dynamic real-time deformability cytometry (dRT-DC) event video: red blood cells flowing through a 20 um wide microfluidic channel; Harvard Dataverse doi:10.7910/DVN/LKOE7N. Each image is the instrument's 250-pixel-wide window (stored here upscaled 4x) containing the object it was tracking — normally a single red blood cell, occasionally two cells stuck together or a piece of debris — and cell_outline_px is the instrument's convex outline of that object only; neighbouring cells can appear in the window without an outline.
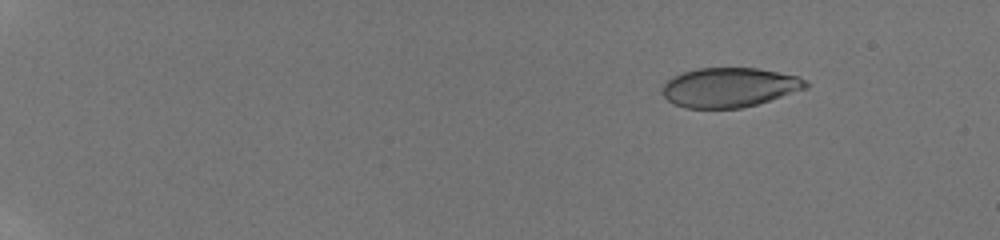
{"species": "human", "species_latin": "Homo sapiens", "temperature_condition": "room temperature", "stored_images_in_passage": 9, "camera_frame_rate_fps": 3000, "um_per_image_px": 0.085, "donor": {"sex": "male"}, "frame": {"image": 1, "passage_image": 3, "time_ms": 2.0, "image_size_px": [1000, 240], "cell_outline_px": [[808, 88], [756, 104], [740, 108], [684, 108], [668, 100], [660, 92], [664, 84], [672, 76], [696, 68], [756, 68], [796, 76], [808, 80]], "centroid_in_image_um": [61.98, 7.43], "position_along_channel_um": 23.0, "area_um2": 32.89}}
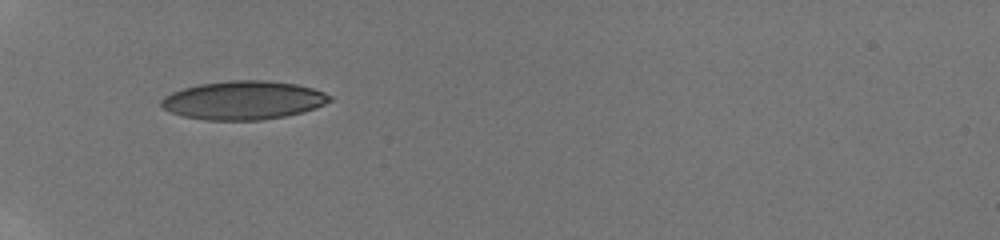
{"frame": {"image": 2, "passage_image": 8, "time_ms": 6.667, "image_size_px": [1000, 240], "cell_outline_px": [[332, 100], [324, 104], [304, 112], [284, 116], [260, 120], [204, 120], [184, 116], [172, 112], [164, 108], [160, 104], [160, 100], [164, 96], [172, 92], [184, 88], [200, 84], [228, 80], [268, 80], [296, 84], [312, 88], [324, 92], [332, 96]], "centroid_in_image_um": [20.7, 8.51], "position_along_channel_um": 64.3, "area_um2": 37.86}}